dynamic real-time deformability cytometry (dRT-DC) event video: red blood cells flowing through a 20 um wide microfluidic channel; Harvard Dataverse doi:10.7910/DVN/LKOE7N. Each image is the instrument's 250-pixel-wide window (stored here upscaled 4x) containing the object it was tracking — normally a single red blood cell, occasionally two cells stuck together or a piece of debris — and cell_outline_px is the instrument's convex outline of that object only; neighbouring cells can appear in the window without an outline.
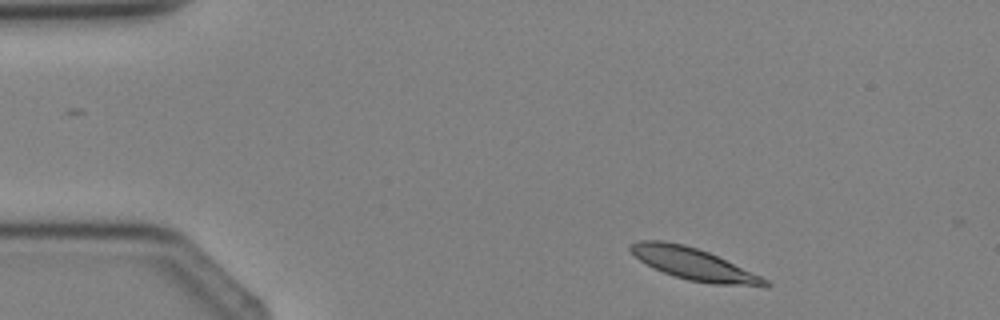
{"species": "Egyptian fruit bat (a non-hibernating species)", "species_latin": "Rousettus aegyptiacus", "temperature_condition": "cold", "stored_images_in_passage": 3, "camera_frame_rate_fps": 3000, "um_per_image_px": 0.085, "animal": {"sex": "female"}, "frame": {"image": 1, "passage_image": 1, "time_ms": 0.0, "image_size_px": [1000, 320], "cell_outline_px": [[772, 284], [768, 288], [764, 288], [712, 284], [688, 280], [652, 268], [640, 260], [628, 248], [628, 244], [640, 240], [664, 240], [684, 244], [708, 252], [760, 276], [768, 280]], "centroid_in_image_um": [59.0, 22.46], "position_along_channel_um": 26.0, "area_um2": 25.14}}
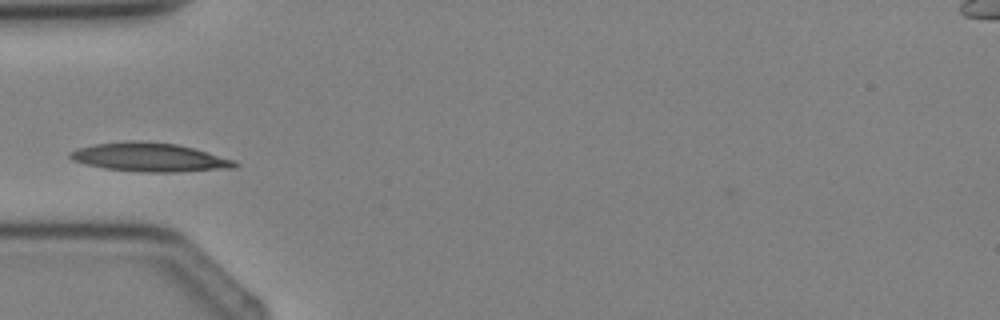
{"frame": {"image": 2, "passage_image": 3, "time_ms": 2.333, "image_size_px": [1000, 320], "cell_outline_px": [[240, 164], [236, 168], [176, 172], [148, 172], [104, 168], [84, 164], [72, 160], [68, 156], [68, 152], [76, 148], [92, 144], [124, 140], [136, 140], [176, 144], [192, 148], [236, 160]], "centroid_in_image_um": [12.68, 13.36], "position_along_channel_um": 72.3, "area_um2": 27.86}}